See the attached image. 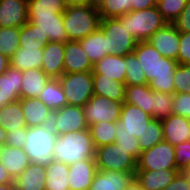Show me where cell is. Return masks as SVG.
Instances as JSON below:
<instances>
[{
  "instance_id": "20",
  "label": "cell",
  "mask_w": 190,
  "mask_h": 190,
  "mask_svg": "<svg viewBox=\"0 0 190 190\" xmlns=\"http://www.w3.org/2000/svg\"><path fill=\"white\" fill-rule=\"evenodd\" d=\"M179 172L178 169L136 170L134 178L144 190H163Z\"/></svg>"
},
{
  "instance_id": "12",
  "label": "cell",
  "mask_w": 190,
  "mask_h": 190,
  "mask_svg": "<svg viewBox=\"0 0 190 190\" xmlns=\"http://www.w3.org/2000/svg\"><path fill=\"white\" fill-rule=\"evenodd\" d=\"M50 125L58 136L89 129L83 107L69 104L53 111Z\"/></svg>"
},
{
  "instance_id": "22",
  "label": "cell",
  "mask_w": 190,
  "mask_h": 190,
  "mask_svg": "<svg viewBox=\"0 0 190 190\" xmlns=\"http://www.w3.org/2000/svg\"><path fill=\"white\" fill-rule=\"evenodd\" d=\"M23 109L27 128L49 125L51 123L52 113L38 98H24L19 99Z\"/></svg>"
},
{
  "instance_id": "6",
  "label": "cell",
  "mask_w": 190,
  "mask_h": 190,
  "mask_svg": "<svg viewBox=\"0 0 190 190\" xmlns=\"http://www.w3.org/2000/svg\"><path fill=\"white\" fill-rule=\"evenodd\" d=\"M117 18L138 42L147 41L157 30L164 28L168 24L157 6L131 11Z\"/></svg>"
},
{
  "instance_id": "32",
  "label": "cell",
  "mask_w": 190,
  "mask_h": 190,
  "mask_svg": "<svg viewBox=\"0 0 190 190\" xmlns=\"http://www.w3.org/2000/svg\"><path fill=\"white\" fill-rule=\"evenodd\" d=\"M63 0H28V18H46L63 15L66 10Z\"/></svg>"
},
{
  "instance_id": "34",
  "label": "cell",
  "mask_w": 190,
  "mask_h": 190,
  "mask_svg": "<svg viewBox=\"0 0 190 190\" xmlns=\"http://www.w3.org/2000/svg\"><path fill=\"white\" fill-rule=\"evenodd\" d=\"M38 99L51 110H58L67 105V99L58 78H50Z\"/></svg>"
},
{
  "instance_id": "59",
  "label": "cell",
  "mask_w": 190,
  "mask_h": 190,
  "mask_svg": "<svg viewBox=\"0 0 190 190\" xmlns=\"http://www.w3.org/2000/svg\"><path fill=\"white\" fill-rule=\"evenodd\" d=\"M181 172L184 174L186 179L190 182V169H183Z\"/></svg>"
},
{
  "instance_id": "8",
  "label": "cell",
  "mask_w": 190,
  "mask_h": 190,
  "mask_svg": "<svg viewBox=\"0 0 190 190\" xmlns=\"http://www.w3.org/2000/svg\"><path fill=\"white\" fill-rule=\"evenodd\" d=\"M99 28L106 38L107 55L125 56L133 53L138 41L117 17L101 19Z\"/></svg>"
},
{
  "instance_id": "53",
  "label": "cell",
  "mask_w": 190,
  "mask_h": 190,
  "mask_svg": "<svg viewBox=\"0 0 190 190\" xmlns=\"http://www.w3.org/2000/svg\"><path fill=\"white\" fill-rule=\"evenodd\" d=\"M10 67L9 58L0 53V75H2Z\"/></svg>"
},
{
  "instance_id": "30",
  "label": "cell",
  "mask_w": 190,
  "mask_h": 190,
  "mask_svg": "<svg viewBox=\"0 0 190 190\" xmlns=\"http://www.w3.org/2000/svg\"><path fill=\"white\" fill-rule=\"evenodd\" d=\"M125 86L124 82L102 78V74H93V91L96 95L124 102Z\"/></svg>"
},
{
  "instance_id": "52",
  "label": "cell",
  "mask_w": 190,
  "mask_h": 190,
  "mask_svg": "<svg viewBox=\"0 0 190 190\" xmlns=\"http://www.w3.org/2000/svg\"><path fill=\"white\" fill-rule=\"evenodd\" d=\"M14 182V179L11 177V175L7 172V170L3 167V165L0 162V184H7Z\"/></svg>"
},
{
  "instance_id": "33",
  "label": "cell",
  "mask_w": 190,
  "mask_h": 190,
  "mask_svg": "<svg viewBox=\"0 0 190 190\" xmlns=\"http://www.w3.org/2000/svg\"><path fill=\"white\" fill-rule=\"evenodd\" d=\"M79 42L93 65L107 55L106 38L100 28L79 40Z\"/></svg>"
},
{
  "instance_id": "17",
  "label": "cell",
  "mask_w": 190,
  "mask_h": 190,
  "mask_svg": "<svg viewBox=\"0 0 190 190\" xmlns=\"http://www.w3.org/2000/svg\"><path fill=\"white\" fill-rule=\"evenodd\" d=\"M93 71V64L79 41L64 43V73Z\"/></svg>"
},
{
  "instance_id": "27",
  "label": "cell",
  "mask_w": 190,
  "mask_h": 190,
  "mask_svg": "<svg viewBox=\"0 0 190 190\" xmlns=\"http://www.w3.org/2000/svg\"><path fill=\"white\" fill-rule=\"evenodd\" d=\"M49 79L45 72L39 68L22 71L20 99L38 98Z\"/></svg>"
},
{
  "instance_id": "23",
  "label": "cell",
  "mask_w": 190,
  "mask_h": 190,
  "mask_svg": "<svg viewBox=\"0 0 190 190\" xmlns=\"http://www.w3.org/2000/svg\"><path fill=\"white\" fill-rule=\"evenodd\" d=\"M22 71L9 67L0 75V109L20 99Z\"/></svg>"
},
{
  "instance_id": "48",
  "label": "cell",
  "mask_w": 190,
  "mask_h": 190,
  "mask_svg": "<svg viewBox=\"0 0 190 190\" xmlns=\"http://www.w3.org/2000/svg\"><path fill=\"white\" fill-rule=\"evenodd\" d=\"M27 138V127L19 128L18 130H10L6 132V143L14 148H23Z\"/></svg>"
},
{
  "instance_id": "10",
  "label": "cell",
  "mask_w": 190,
  "mask_h": 190,
  "mask_svg": "<svg viewBox=\"0 0 190 190\" xmlns=\"http://www.w3.org/2000/svg\"><path fill=\"white\" fill-rule=\"evenodd\" d=\"M177 169L175 161V148L168 142L162 141L150 149L142 151L136 170Z\"/></svg>"
},
{
  "instance_id": "3",
  "label": "cell",
  "mask_w": 190,
  "mask_h": 190,
  "mask_svg": "<svg viewBox=\"0 0 190 190\" xmlns=\"http://www.w3.org/2000/svg\"><path fill=\"white\" fill-rule=\"evenodd\" d=\"M19 48L9 59L10 67L25 71L32 68L42 67L43 48L45 43L38 41L36 25L27 22L20 27Z\"/></svg>"
},
{
  "instance_id": "2",
  "label": "cell",
  "mask_w": 190,
  "mask_h": 190,
  "mask_svg": "<svg viewBox=\"0 0 190 190\" xmlns=\"http://www.w3.org/2000/svg\"><path fill=\"white\" fill-rule=\"evenodd\" d=\"M95 151L89 129L69 132L57 137L53 160L70 165L85 159H95Z\"/></svg>"
},
{
  "instance_id": "37",
  "label": "cell",
  "mask_w": 190,
  "mask_h": 190,
  "mask_svg": "<svg viewBox=\"0 0 190 190\" xmlns=\"http://www.w3.org/2000/svg\"><path fill=\"white\" fill-rule=\"evenodd\" d=\"M125 62V85L131 86L149 84L143 72V68L134 53L125 55Z\"/></svg>"
},
{
  "instance_id": "1",
  "label": "cell",
  "mask_w": 190,
  "mask_h": 190,
  "mask_svg": "<svg viewBox=\"0 0 190 190\" xmlns=\"http://www.w3.org/2000/svg\"><path fill=\"white\" fill-rule=\"evenodd\" d=\"M149 83V87L158 92L175 93L174 73L178 62L163 57L148 41L137 42L133 51Z\"/></svg>"
},
{
  "instance_id": "40",
  "label": "cell",
  "mask_w": 190,
  "mask_h": 190,
  "mask_svg": "<svg viewBox=\"0 0 190 190\" xmlns=\"http://www.w3.org/2000/svg\"><path fill=\"white\" fill-rule=\"evenodd\" d=\"M132 11L131 0H105L98 9L101 19L116 18Z\"/></svg>"
},
{
  "instance_id": "38",
  "label": "cell",
  "mask_w": 190,
  "mask_h": 190,
  "mask_svg": "<svg viewBox=\"0 0 190 190\" xmlns=\"http://www.w3.org/2000/svg\"><path fill=\"white\" fill-rule=\"evenodd\" d=\"M20 28L17 27H0V53L9 59L19 48Z\"/></svg>"
},
{
  "instance_id": "14",
  "label": "cell",
  "mask_w": 190,
  "mask_h": 190,
  "mask_svg": "<svg viewBox=\"0 0 190 190\" xmlns=\"http://www.w3.org/2000/svg\"><path fill=\"white\" fill-rule=\"evenodd\" d=\"M28 21L36 25L37 40L47 44L48 42L66 43L68 40L63 24V15H53L46 18H28Z\"/></svg>"
},
{
  "instance_id": "36",
  "label": "cell",
  "mask_w": 190,
  "mask_h": 190,
  "mask_svg": "<svg viewBox=\"0 0 190 190\" xmlns=\"http://www.w3.org/2000/svg\"><path fill=\"white\" fill-rule=\"evenodd\" d=\"M95 148L115 142L116 122H98L89 126Z\"/></svg>"
},
{
  "instance_id": "13",
  "label": "cell",
  "mask_w": 190,
  "mask_h": 190,
  "mask_svg": "<svg viewBox=\"0 0 190 190\" xmlns=\"http://www.w3.org/2000/svg\"><path fill=\"white\" fill-rule=\"evenodd\" d=\"M152 119V116L138 106L123 103L119 122H116L115 133H128L139 138Z\"/></svg>"
},
{
  "instance_id": "18",
  "label": "cell",
  "mask_w": 190,
  "mask_h": 190,
  "mask_svg": "<svg viewBox=\"0 0 190 190\" xmlns=\"http://www.w3.org/2000/svg\"><path fill=\"white\" fill-rule=\"evenodd\" d=\"M163 141L173 146L190 140V119L181 115L171 114L161 120Z\"/></svg>"
},
{
  "instance_id": "43",
  "label": "cell",
  "mask_w": 190,
  "mask_h": 190,
  "mask_svg": "<svg viewBox=\"0 0 190 190\" xmlns=\"http://www.w3.org/2000/svg\"><path fill=\"white\" fill-rule=\"evenodd\" d=\"M173 78L175 93H190V64H178Z\"/></svg>"
},
{
  "instance_id": "9",
  "label": "cell",
  "mask_w": 190,
  "mask_h": 190,
  "mask_svg": "<svg viewBox=\"0 0 190 190\" xmlns=\"http://www.w3.org/2000/svg\"><path fill=\"white\" fill-rule=\"evenodd\" d=\"M58 79L69 105L83 107L94 95L92 71L64 73Z\"/></svg>"
},
{
  "instance_id": "26",
  "label": "cell",
  "mask_w": 190,
  "mask_h": 190,
  "mask_svg": "<svg viewBox=\"0 0 190 190\" xmlns=\"http://www.w3.org/2000/svg\"><path fill=\"white\" fill-rule=\"evenodd\" d=\"M125 56L106 55L93 65L92 74H102V78L125 83Z\"/></svg>"
},
{
  "instance_id": "41",
  "label": "cell",
  "mask_w": 190,
  "mask_h": 190,
  "mask_svg": "<svg viewBox=\"0 0 190 190\" xmlns=\"http://www.w3.org/2000/svg\"><path fill=\"white\" fill-rule=\"evenodd\" d=\"M174 94L153 90V119L164 120L171 115Z\"/></svg>"
},
{
  "instance_id": "5",
  "label": "cell",
  "mask_w": 190,
  "mask_h": 190,
  "mask_svg": "<svg viewBox=\"0 0 190 190\" xmlns=\"http://www.w3.org/2000/svg\"><path fill=\"white\" fill-rule=\"evenodd\" d=\"M58 135L51 125L27 128L24 151L30 163L48 166L53 161V148Z\"/></svg>"
},
{
  "instance_id": "44",
  "label": "cell",
  "mask_w": 190,
  "mask_h": 190,
  "mask_svg": "<svg viewBox=\"0 0 190 190\" xmlns=\"http://www.w3.org/2000/svg\"><path fill=\"white\" fill-rule=\"evenodd\" d=\"M115 143L121 148L128 151L136 160H138L142 150L139 145V140L135 136L128 133H116Z\"/></svg>"
},
{
  "instance_id": "50",
  "label": "cell",
  "mask_w": 190,
  "mask_h": 190,
  "mask_svg": "<svg viewBox=\"0 0 190 190\" xmlns=\"http://www.w3.org/2000/svg\"><path fill=\"white\" fill-rule=\"evenodd\" d=\"M163 190H190V182L180 171L176 178Z\"/></svg>"
},
{
  "instance_id": "56",
  "label": "cell",
  "mask_w": 190,
  "mask_h": 190,
  "mask_svg": "<svg viewBox=\"0 0 190 190\" xmlns=\"http://www.w3.org/2000/svg\"><path fill=\"white\" fill-rule=\"evenodd\" d=\"M5 143H6V131L2 126H0V147L5 145Z\"/></svg>"
},
{
  "instance_id": "24",
  "label": "cell",
  "mask_w": 190,
  "mask_h": 190,
  "mask_svg": "<svg viewBox=\"0 0 190 190\" xmlns=\"http://www.w3.org/2000/svg\"><path fill=\"white\" fill-rule=\"evenodd\" d=\"M133 179L132 173L97 170L89 190H125Z\"/></svg>"
},
{
  "instance_id": "42",
  "label": "cell",
  "mask_w": 190,
  "mask_h": 190,
  "mask_svg": "<svg viewBox=\"0 0 190 190\" xmlns=\"http://www.w3.org/2000/svg\"><path fill=\"white\" fill-rule=\"evenodd\" d=\"M187 1L188 0H157L156 6L163 18L172 24L186 7Z\"/></svg>"
},
{
  "instance_id": "19",
  "label": "cell",
  "mask_w": 190,
  "mask_h": 190,
  "mask_svg": "<svg viewBox=\"0 0 190 190\" xmlns=\"http://www.w3.org/2000/svg\"><path fill=\"white\" fill-rule=\"evenodd\" d=\"M97 172L95 159H85L69 165L70 190H89Z\"/></svg>"
},
{
  "instance_id": "29",
  "label": "cell",
  "mask_w": 190,
  "mask_h": 190,
  "mask_svg": "<svg viewBox=\"0 0 190 190\" xmlns=\"http://www.w3.org/2000/svg\"><path fill=\"white\" fill-rule=\"evenodd\" d=\"M124 103L138 106L153 117V90L149 84L125 86Z\"/></svg>"
},
{
  "instance_id": "31",
  "label": "cell",
  "mask_w": 190,
  "mask_h": 190,
  "mask_svg": "<svg viewBox=\"0 0 190 190\" xmlns=\"http://www.w3.org/2000/svg\"><path fill=\"white\" fill-rule=\"evenodd\" d=\"M69 165L52 161L45 171V189L46 190H70L69 187Z\"/></svg>"
},
{
  "instance_id": "51",
  "label": "cell",
  "mask_w": 190,
  "mask_h": 190,
  "mask_svg": "<svg viewBox=\"0 0 190 190\" xmlns=\"http://www.w3.org/2000/svg\"><path fill=\"white\" fill-rule=\"evenodd\" d=\"M132 11L144 10L156 6L157 0H131Z\"/></svg>"
},
{
  "instance_id": "57",
  "label": "cell",
  "mask_w": 190,
  "mask_h": 190,
  "mask_svg": "<svg viewBox=\"0 0 190 190\" xmlns=\"http://www.w3.org/2000/svg\"><path fill=\"white\" fill-rule=\"evenodd\" d=\"M0 190H16L15 183L0 184Z\"/></svg>"
},
{
  "instance_id": "47",
  "label": "cell",
  "mask_w": 190,
  "mask_h": 190,
  "mask_svg": "<svg viewBox=\"0 0 190 190\" xmlns=\"http://www.w3.org/2000/svg\"><path fill=\"white\" fill-rule=\"evenodd\" d=\"M178 64H190V32H180Z\"/></svg>"
},
{
  "instance_id": "35",
  "label": "cell",
  "mask_w": 190,
  "mask_h": 190,
  "mask_svg": "<svg viewBox=\"0 0 190 190\" xmlns=\"http://www.w3.org/2000/svg\"><path fill=\"white\" fill-rule=\"evenodd\" d=\"M0 126L6 132L27 127L23 109L19 101L7 104L0 109Z\"/></svg>"
},
{
  "instance_id": "55",
  "label": "cell",
  "mask_w": 190,
  "mask_h": 190,
  "mask_svg": "<svg viewBox=\"0 0 190 190\" xmlns=\"http://www.w3.org/2000/svg\"><path fill=\"white\" fill-rule=\"evenodd\" d=\"M125 190H144L134 178Z\"/></svg>"
},
{
  "instance_id": "28",
  "label": "cell",
  "mask_w": 190,
  "mask_h": 190,
  "mask_svg": "<svg viewBox=\"0 0 190 190\" xmlns=\"http://www.w3.org/2000/svg\"><path fill=\"white\" fill-rule=\"evenodd\" d=\"M46 166L30 163L29 166L14 179L16 190H44Z\"/></svg>"
},
{
  "instance_id": "4",
  "label": "cell",
  "mask_w": 190,
  "mask_h": 190,
  "mask_svg": "<svg viewBox=\"0 0 190 190\" xmlns=\"http://www.w3.org/2000/svg\"><path fill=\"white\" fill-rule=\"evenodd\" d=\"M98 9L86 4L67 6L63 13V24L69 41H79L100 26Z\"/></svg>"
},
{
  "instance_id": "58",
  "label": "cell",
  "mask_w": 190,
  "mask_h": 190,
  "mask_svg": "<svg viewBox=\"0 0 190 190\" xmlns=\"http://www.w3.org/2000/svg\"><path fill=\"white\" fill-rule=\"evenodd\" d=\"M63 2L66 6L84 4V0H63Z\"/></svg>"
},
{
  "instance_id": "21",
  "label": "cell",
  "mask_w": 190,
  "mask_h": 190,
  "mask_svg": "<svg viewBox=\"0 0 190 190\" xmlns=\"http://www.w3.org/2000/svg\"><path fill=\"white\" fill-rule=\"evenodd\" d=\"M41 69L49 78H60L64 74V43L50 41L46 44Z\"/></svg>"
},
{
  "instance_id": "25",
  "label": "cell",
  "mask_w": 190,
  "mask_h": 190,
  "mask_svg": "<svg viewBox=\"0 0 190 190\" xmlns=\"http://www.w3.org/2000/svg\"><path fill=\"white\" fill-rule=\"evenodd\" d=\"M0 162L13 179L30 164L28 155L23 148H14L9 145L0 147Z\"/></svg>"
},
{
  "instance_id": "11",
  "label": "cell",
  "mask_w": 190,
  "mask_h": 190,
  "mask_svg": "<svg viewBox=\"0 0 190 190\" xmlns=\"http://www.w3.org/2000/svg\"><path fill=\"white\" fill-rule=\"evenodd\" d=\"M123 103L94 94L83 106L88 126L101 121L119 122Z\"/></svg>"
},
{
  "instance_id": "7",
  "label": "cell",
  "mask_w": 190,
  "mask_h": 190,
  "mask_svg": "<svg viewBox=\"0 0 190 190\" xmlns=\"http://www.w3.org/2000/svg\"><path fill=\"white\" fill-rule=\"evenodd\" d=\"M95 162L99 171H118L135 175L137 160L117 143L96 148Z\"/></svg>"
},
{
  "instance_id": "39",
  "label": "cell",
  "mask_w": 190,
  "mask_h": 190,
  "mask_svg": "<svg viewBox=\"0 0 190 190\" xmlns=\"http://www.w3.org/2000/svg\"><path fill=\"white\" fill-rule=\"evenodd\" d=\"M138 140L142 151L150 149L155 144L162 142L163 130L161 121L152 119Z\"/></svg>"
},
{
  "instance_id": "46",
  "label": "cell",
  "mask_w": 190,
  "mask_h": 190,
  "mask_svg": "<svg viewBox=\"0 0 190 190\" xmlns=\"http://www.w3.org/2000/svg\"><path fill=\"white\" fill-rule=\"evenodd\" d=\"M175 161L179 171L190 169V140L174 146Z\"/></svg>"
},
{
  "instance_id": "54",
  "label": "cell",
  "mask_w": 190,
  "mask_h": 190,
  "mask_svg": "<svg viewBox=\"0 0 190 190\" xmlns=\"http://www.w3.org/2000/svg\"><path fill=\"white\" fill-rule=\"evenodd\" d=\"M105 0H84V4L93 7L95 9H99Z\"/></svg>"
},
{
  "instance_id": "45",
  "label": "cell",
  "mask_w": 190,
  "mask_h": 190,
  "mask_svg": "<svg viewBox=\"0 0 190 190\" xmlns=\"http://www.w3.org/2000/svg\"><path fill=\"white\" fill-rule=\"evenodd\" d=\"M171 113L190 119V93H174Z\"/></svg>"
},
{
  "instance_id": "49",
  "label": "cell",
  "mask_w": 190,
  "mask_h": 190,
  "mask_svg": "<svg viewBox=\"0 0 190 190\" xmlns=\"http://www.w3.org/2000/svg\"><path fill=\"white\" fill-rule=\"evenodd\" d=\"M179 32H190V0L178 18L172 23Z\"/></svg>"
},
{
  "instance_id": "15",
  "label": "cell",
  "mask_w": 190,
  "mask_h": 190,
  "mask_svg": "<svg viewBox=\"0 0 190 190\" xmlns=\"http://www.w3.org/2000/svg\"><path fill=\"white\" fill-rule=\"evenodd\" d=\"M147 41L163 57L177 60L180 32L173 24L168 23L164 28L157 30Z\"/></svg>"
},
{
  "instance_id": "16",
  "label": "cell",
  "mask_w": 190,
  "mask_h": 190,
  "mask_svg": "<svg viewBox=\"0 0 190 190\" xmlns=\"http://www.w3.org/2000/svg\"><path fill=\"white\" fill-rule=\"evenodd\" d=\"M28 0H0V27L20 28L28 22Z\"/></svg>"
}]
</instances>
